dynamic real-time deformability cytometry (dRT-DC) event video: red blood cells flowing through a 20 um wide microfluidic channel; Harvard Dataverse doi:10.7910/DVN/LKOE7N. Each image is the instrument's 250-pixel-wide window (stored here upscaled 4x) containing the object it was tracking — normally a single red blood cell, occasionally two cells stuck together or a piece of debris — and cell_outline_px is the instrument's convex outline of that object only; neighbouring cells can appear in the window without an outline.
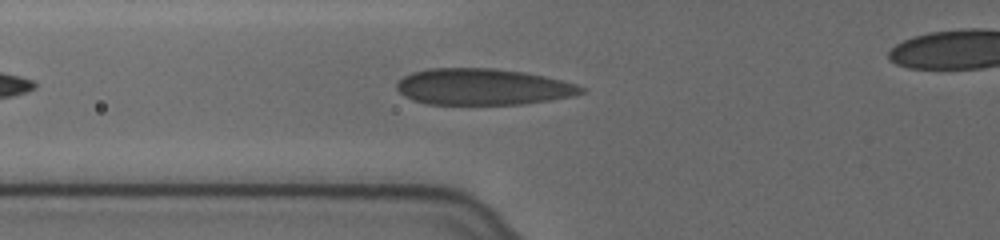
{"species": "human", "species_latin": "Homo sapiens", "temperature_condition": "cold", "stored_images_in_passage": 3, "segment_of_instrument_passage": [1, 2], "camera_frame_rate_fps": 3000, "um_per_image_px": 0.085, "donor": {"sex": "female"}, "frame": {"image": 1, "passage_image": 2, "time_ms": 0.333, "image_size_px": [1000, 240], "cell_outline_px": [[584, 92], [572, 96], [552, 100], [524, 104], [424, 104], [412, 100], [404, 96], [396, 88], [396, 84], [404, 76], [412, 72], [428, 68], [496, 68], [524, 72], [544, 76], [576, 84], [584, 88]], "centroid_in_image_um": [41.02, 7.38], "position_along_channel_um": 84.8, "area_um2": 39.19}}